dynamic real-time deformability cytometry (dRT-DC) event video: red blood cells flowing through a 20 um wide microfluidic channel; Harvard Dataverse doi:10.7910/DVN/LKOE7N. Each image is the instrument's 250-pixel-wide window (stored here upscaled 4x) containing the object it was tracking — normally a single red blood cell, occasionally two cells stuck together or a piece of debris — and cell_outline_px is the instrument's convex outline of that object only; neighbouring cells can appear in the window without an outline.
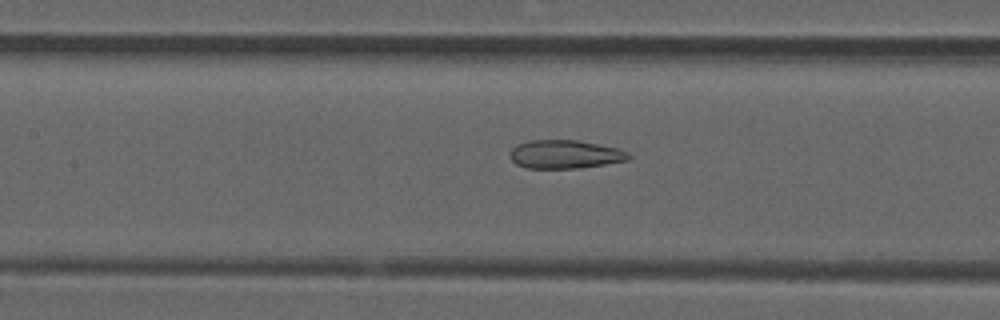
{"species": "common noctule bat (a hibernating species)", "species_latin": "Nyctalus noctula", "temperature_condition": "room temperature", "stored_images_in_passage": 39, "camera_frame_rate_fps": 3000, "um_per_image_px": 0.085, "animal": {"sex": "male", "forearm_length_mm": 52.5}, "frame": {"image": 1, "passage_image": 15, "time_ms": 4.667, "image_size_px": [1000, 320], "cell_outline_px": [[632, 156], [628, 160], [580, 168], [528, 168], [516, 164], [508, 156], [512, 148], [516, 144], [528, 140], [576, 140], [616, 148], [628, 152]], "centroid_in_image_um": [47.98, 13.11], "position_along_channel_um": 159.4, "area_um2": 19.65}}
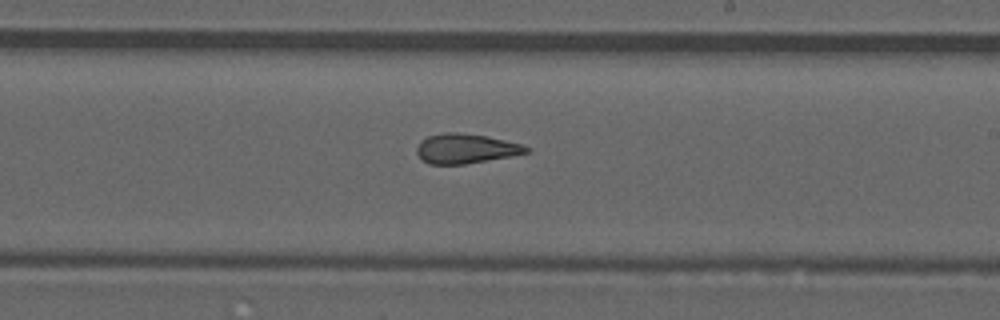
{"frame": {"image": 2, "passage_image": 22, "time_ms": 7.0, "image_size_px": [1000, 320], "cell_outline_px": [[532, 148], [528, 152], [512, 156], [464, 164], [428, 164], [420, 160], [416, 152], [416, 148], [420, 140], [428, 136], [444, 132], [456, 132], [484, 136], [504, 140], [520, 144]], "centroid_in_image_um": [39.54, 12.64], "position_along_channel_um": 249.5, "area_um2": 18.96}}
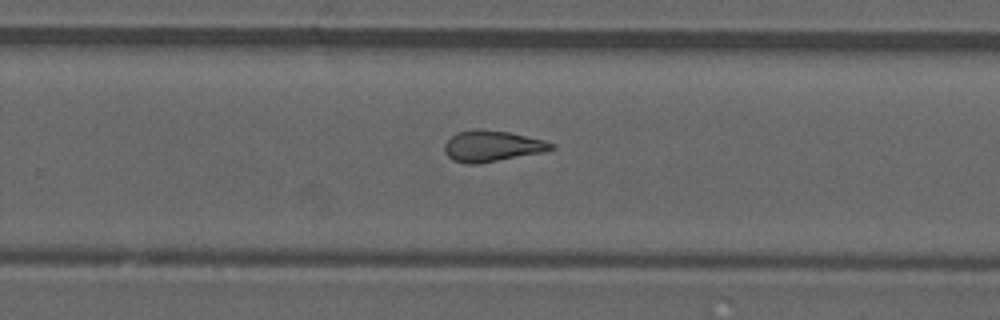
{"frame": {"image": 3, "passage_image": 25, "time_ms": 8.0, "image_size_px": [1000, 320], "cell_outline_px": [[556, 148], [544, 152], [480, 164], [464, 164], [452, 160], [444, 152], [444, 144], [456, 132], [476, 128], [480, 128], [508, 132], [544, 140], [556, 144]], "centroid_in_image_um": [41.82, 12.42], "position_along_channel_um": 288.0, "area_um2": 19.65}}